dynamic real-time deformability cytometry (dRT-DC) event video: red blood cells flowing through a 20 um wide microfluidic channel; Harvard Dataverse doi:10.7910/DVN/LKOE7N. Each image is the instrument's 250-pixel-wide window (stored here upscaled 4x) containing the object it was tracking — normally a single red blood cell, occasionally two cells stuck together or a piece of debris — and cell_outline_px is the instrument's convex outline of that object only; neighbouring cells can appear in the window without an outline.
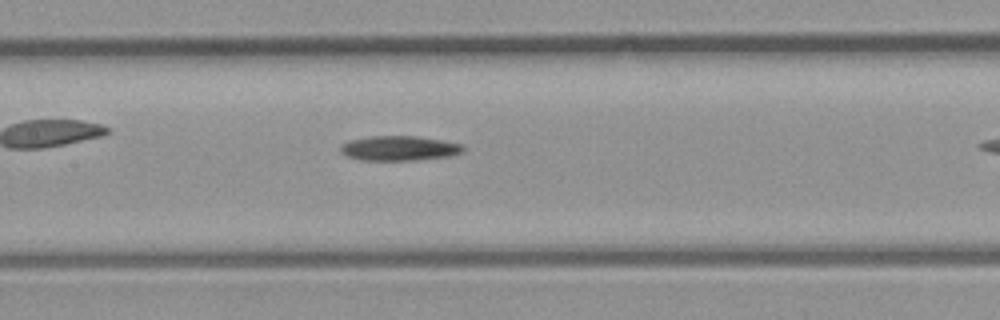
{"species": "common noctule bat (a hibernating species)", "species_latin": "Nyctalus noctula", "temperature_condition": "room temperature", "stored_images_in_passage": 27, "camera_frame_rate_fps": 3000, "um_per_image_px": 0.085, "animal": {"sex": "male", "body_mass_g": 23.1, "forearm_length_mm": 52.7}, "frame": {"image": 1, "passage_image": 16, "time_ms": 5.0, "image_size_px": [1000, 320], "cell_outline_px": [[464, 152], [448, 156], [416, 160], [360, 160], [344, 156], [340, 152], [340, 144], [348, 140], [372, 136], [416, 136], [464, 144]], "centroid_in_image_um": [33.89, 12.6], "position_along_channel_um": 173.5, "area_um2": 17.86}}